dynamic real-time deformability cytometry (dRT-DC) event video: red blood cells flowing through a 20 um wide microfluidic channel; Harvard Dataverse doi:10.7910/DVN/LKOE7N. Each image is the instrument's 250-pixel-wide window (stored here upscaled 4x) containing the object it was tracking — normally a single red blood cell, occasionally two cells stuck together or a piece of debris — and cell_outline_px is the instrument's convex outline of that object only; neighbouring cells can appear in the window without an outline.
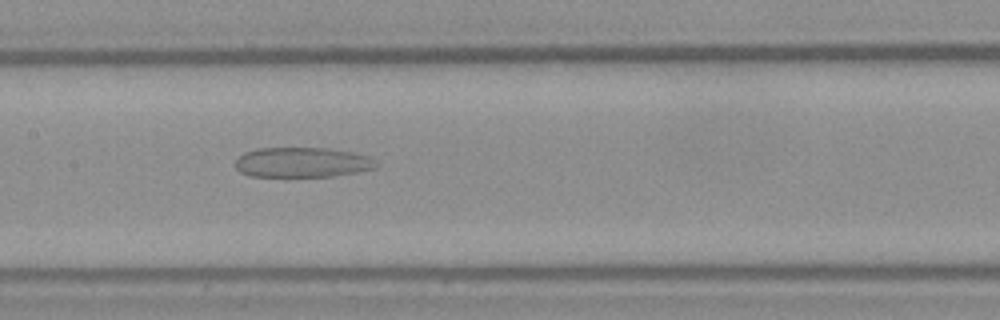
{"species": "Egyptian fruit bat (a non-hibernating species)", "species_latin": "Rousettus aegyptiacus", "temperature_condition": "warm", "stored_images_in_passage": 33, "camera_frame_rate_fps": 3000, "um_per_image_px": 0.085, "frame": {"image": 1, "passage_image": 11, "time_ms": 3.333, "image_size_px": [1000, 320], "cell_outline_px": [[380, 164], [376, 168], [356, 172], [332, 176], [248, 176], [240, 172], [236, 168], [236, 160], [244, 152], [256, 148], [328, 148], [352, 152], [368, 156], [376, 160]], "centroid_in_image_um": [25.7, 13.79], "position_along_channel_um": 181.7, "area_um2": 24.68}}
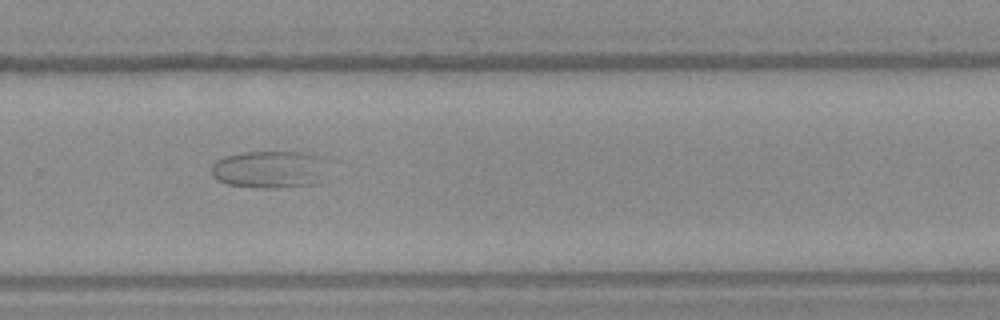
{"frame": {"image": 2, "passage_image": 19, "time_ms": 6.0, "image_size_px": [1000, 320], "cell_outline_px": [[320, 160], [316, 184], [276, 188], [264, 188], [228, 184], [216, 180], [212, 176], [212, 164], [216, 160], [224, 156], [240, 152], [312, 152], [320, 156]], "centroid_in_image_um": [22.75, 14.38], "position_along_channel_um": 307.1, "area_um2": 24.74}}
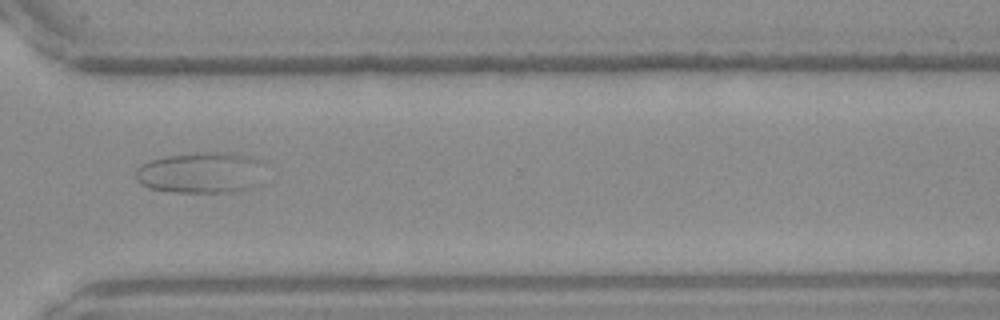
{"frame": {"image": 3, "passage_image": 22, "time_ms": 7.0, "image_size_px": [1000, 320], "cell_outline_px": [[264, 184], [240, 192], [172, 192], [148, 188], [140, 184], [136, 176], [136, 168], [152, 160], [164, 156], [196, 152], [224, 152], [244, 156], [260, 160]], "centroid_in_image_um": [17.13, 14.7], "position_along_channel_um": 353.5, "area_um2": 31.33}}